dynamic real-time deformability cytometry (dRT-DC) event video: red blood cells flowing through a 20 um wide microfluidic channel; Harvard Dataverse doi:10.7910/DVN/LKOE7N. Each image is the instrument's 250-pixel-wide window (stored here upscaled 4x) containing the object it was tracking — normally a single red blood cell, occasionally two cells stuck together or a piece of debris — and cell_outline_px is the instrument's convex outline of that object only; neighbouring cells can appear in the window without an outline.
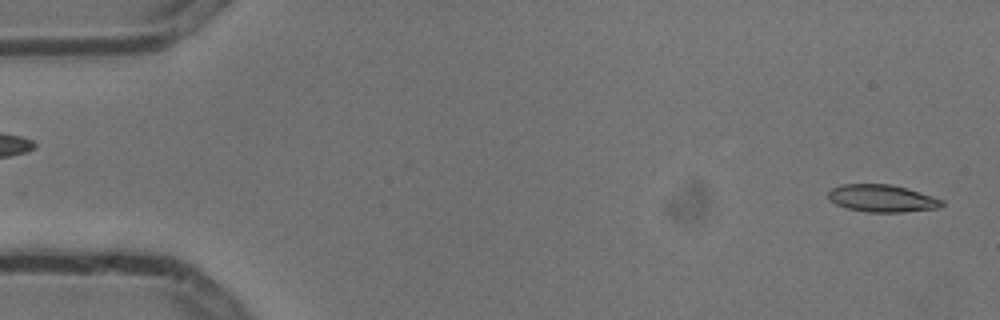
{"species": "common noctule bat (a hibernating species)", "species_latin": "Nyctalus noctula", "temperature_condition": "cold", "stored_images_in_passage": 4, "camera_frame_rate_fps": 3000, "um_per_image_px": 0.085, "animal": {"sex": "male", "body_mass_g": 13.3}, "frame": {"image": 1, "passage_image": 1, "time_ms": 0.0, "image_size_px": [1000, 320], "cell_outline_px": [[944, 204], [936, 208], [904, 212], [868, 212], [848, 208], [836, 204], [828, 200], [828, 192], [832, 188], [840, 184], [892, 184], [908, 188], [944, 200]], "centroid_in_image_um": [74.96, 16.85], "position_along_channel_um": 10.0, "area_um2": 18.15}}
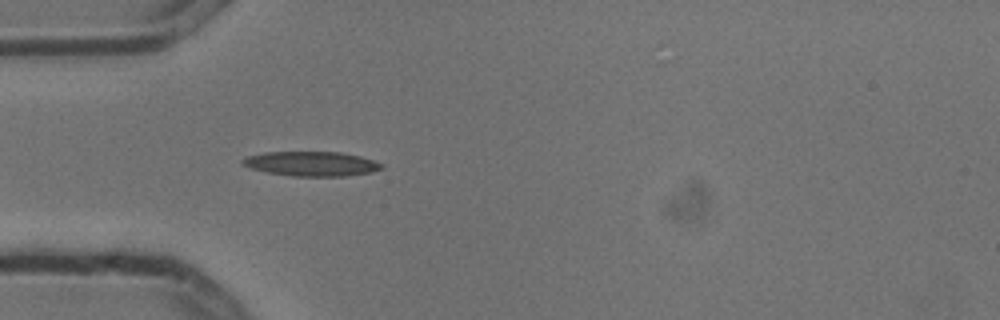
{"frame": {"image": 2, "passage_image": 4, "time_ms": 1.0, "image_size_px": [1000, 320], "cell_outline_px": [[384, 168], [372, 172], [344, 176], [292, 176], [268, 172], [252, 168], [240, 164], [240, 160], [248, 156], [264, 152], [340, 152], [360, 156], [384, 164]], "centroid_in_image_um": [26.48, 13.92], "position_along_channel_um": 58.5, "area_um2": 19.88}}